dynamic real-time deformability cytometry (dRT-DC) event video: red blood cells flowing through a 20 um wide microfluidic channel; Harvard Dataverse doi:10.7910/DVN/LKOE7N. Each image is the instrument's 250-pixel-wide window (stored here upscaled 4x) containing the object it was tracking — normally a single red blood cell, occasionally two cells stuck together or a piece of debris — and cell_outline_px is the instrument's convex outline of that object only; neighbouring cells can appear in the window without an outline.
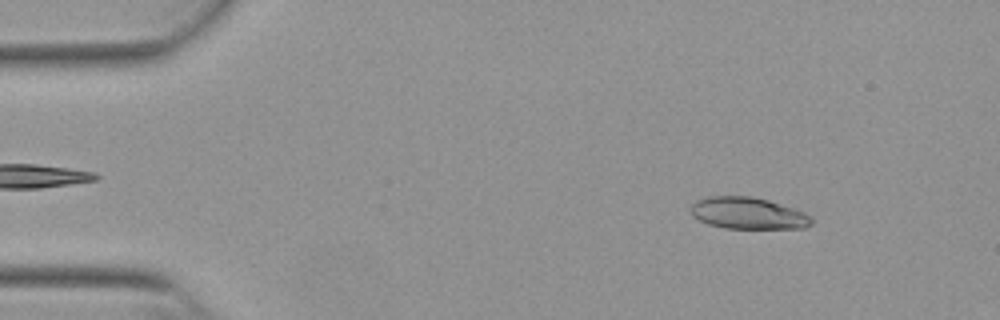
{"species": "Egyptian fruit bat (a non-hibernating species)", "species_latin": "Rousettus aegyptiacus", "temperature_condition": "warm", "stored_images_in_passage": 52, "camera_frame_rate_fps": 3000, "um_per_image_px": 0.085, "animal": {"sex": "female"}, "frame": {"image": 1, "passage_image": 6, "time_ms": 1.667, "image_size_px": [1000, 320], "cell_outline_px": [[812, 224], [804, 228], [724, 228], [708, 224], [692, 216], [692, 204], [696, 200], [708, 196], [752, 196], [768, 200], [804, 212], [812, 216]], "centroid_in_image_um": [63.58, 18.12], "position_along_channel_um": 21.4, "area_um2": 22.25}}
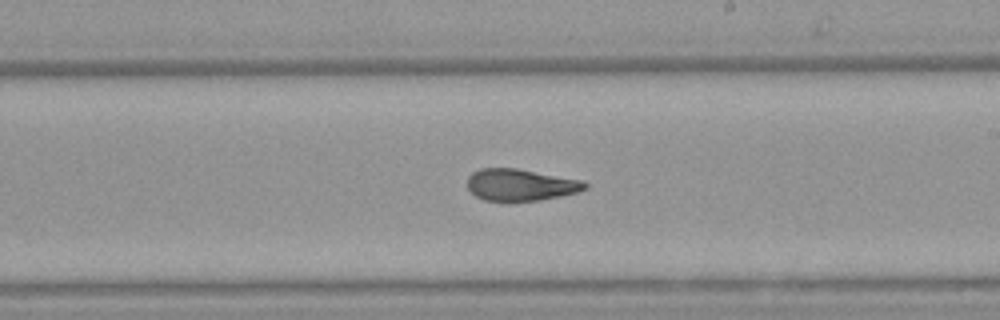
{"frame": {"image": 2, "passage_image": 30, "time_ms": 9.667, "image_size_px": [1000, 320], "cell_outline_px": [[588, 188], [576, 192], [560, 196], [540, 200], [484, 200], [476, 196], [468, 188], [468, 176], [472, 172], [480, 168], [516, 168], [584, 180], [588, 184]], "centroid_in_image_um": [44.27, 15.69], "position_along_channel_um": 244.7, "area_um2": 21.68}}
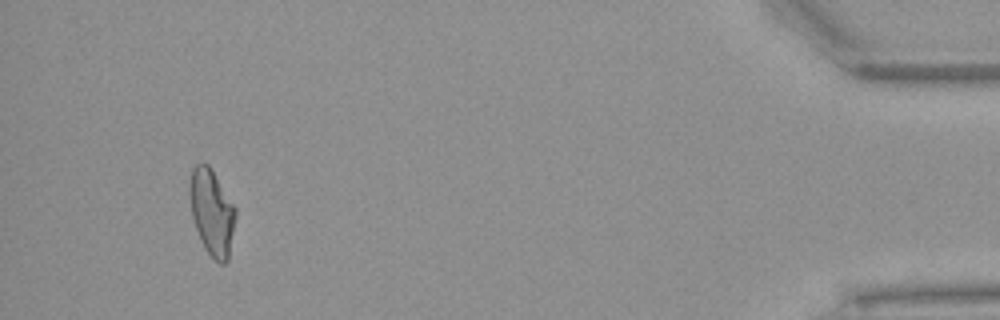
{"frame": {"image": 3, "passage_image": 49, "time_ms": 16.0, "image_size_px": [1000, 320], "cell_outline_px": [[236, 216], [228, 260], [224, 264], [220, 264], [204, 248], [200, 240], [192, 216], [188, 192], [188, 188], [192, 168], [196, 164], [208, 164], [236, 208]], "centroid_in_image_um": [17.99, 18.04], "position_along_channel_um": 417.2, "area_um2": 22.89}, "authors_computed_cell_mechanics": {"area_um2": 22.7154, "velocity_mm_per_s": 3.8689, "shape_relaxation_time_tau1_ms": 8.7302, "shape_relaxation_time_tau2_ms": 1.7405, "deformation_change_tau1": 0.2523, "deformation_change_tau2": 0.0838}}